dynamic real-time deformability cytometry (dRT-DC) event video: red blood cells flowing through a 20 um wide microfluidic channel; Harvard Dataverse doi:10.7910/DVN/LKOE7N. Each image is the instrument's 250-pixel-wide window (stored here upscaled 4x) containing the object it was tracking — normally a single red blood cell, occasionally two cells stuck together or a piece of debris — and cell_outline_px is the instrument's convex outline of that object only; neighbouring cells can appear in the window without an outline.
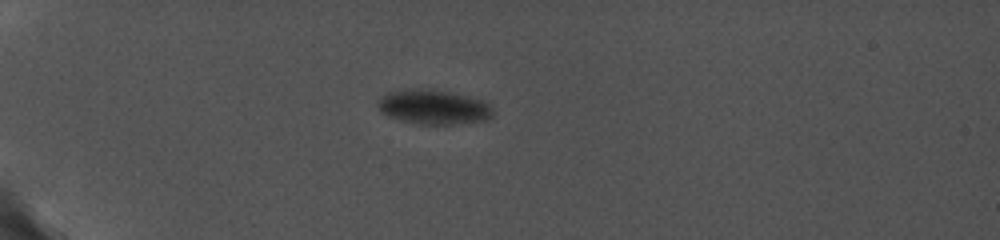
{"species": "common noctule bat (a hibernating species)", "species_latin": "Nyctalus noctula", "temperature_condition": "cold", "stored_images_in_passage": 29, "camera_frame_rate_fps": 5000, "um_per_image_px": 0.085, "animal": {"sex": "female", "body_mass_g": 19.0, "forearm_length_mm": 56.7}, "frame": {"image": 1, "passage_image": 1, "time_ms": 0.0, "image_size_px": [1000, 240], "cell_outline_px": [[492, 116], [484, 120], [452, 124], [420, 124], [400, 120], [388, 116], [380, 112], [376, 104], [380, 96], [388, 92], [416, 88], [424, 88], [448, 92], [484, 100], [492, 108]], "centroid_in_image_um": [36.79, 9.09], "position_along_channel_um": 48.2, "area_um2": 23.06}}
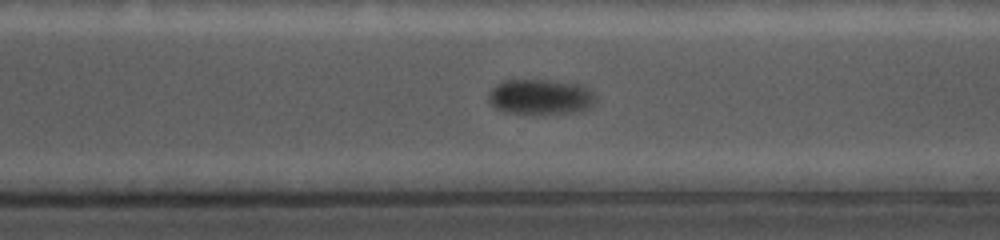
{"frame": {"image": 2, "passage_image": 25, "time_ms": 8.8, "image_size_px": [1000, 240], "cell_outline_px": [[596, 100], [588, 108], [576, 112], [504, 112], [496, 108], [488, 100], [488, 92], [496, 84], [504, 80], [548, 80], [572, 84], [588, 88], [596, 96]], "centroid_in_image_um": [45.9, 8.21], "position_along_channel_um": 324.7, "area_um2": 21.44}}
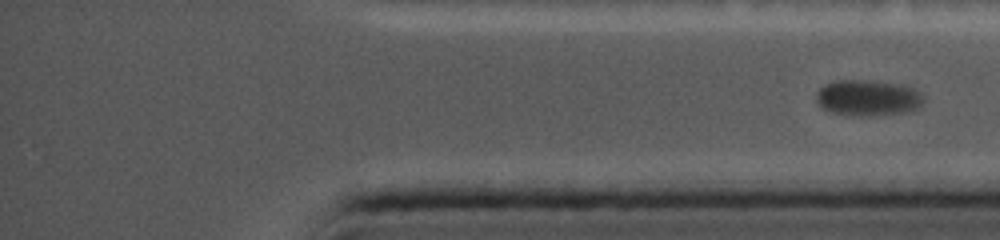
{"frame": {"image": 3, "passage_image": 29, "time_ms": 9.8, "image_size_px": [1000, 240], "cell_outline_px": [[924, 100], [912, 112], [832, 112], [824, 108], [816, 100], [816, 92], [824, 84], [836, 80], [860, 80], [900, 84], [916, 88], [920, 92]], "centroid_in_image_um": [73.78, 8.24], "position_along_channel_um": 361.4, "area_um2": 21.21}}